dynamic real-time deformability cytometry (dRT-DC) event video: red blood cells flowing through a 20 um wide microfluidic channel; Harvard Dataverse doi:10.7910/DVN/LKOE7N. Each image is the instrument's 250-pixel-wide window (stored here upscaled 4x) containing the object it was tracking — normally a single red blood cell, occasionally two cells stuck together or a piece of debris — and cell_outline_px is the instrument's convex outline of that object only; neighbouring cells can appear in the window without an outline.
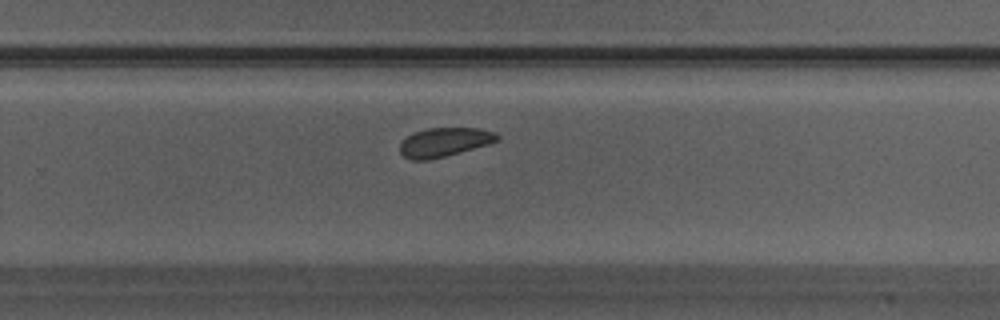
{"species": "Egyptian fruit bat (a non-hibernating species)", "species_latin": "Rousettus aegyptiacus", "temperature_condition": "warm", "stored_images_in_passage": 35, "camera_frame_rate_fps": 3000, "um_per_image_px": 0.085, "animal": {"sex": "male"}, "frame": {"image": 1, "passage_image": 24, "time_ms": 7.667, "image_size_px": [1000, 320], "cell_outline_px": [[500, 140], [488, 144], [460, 152], [428, 160], [412, 160], [404, 156], [400, 152], [400, 144], [412, 132], [428, 128], [480, 128], [496, 132], [500, 136]], "centroid_in_image_um": [37.79, 12.07], "position_along_channel_um": 292.0, "area_um2": 16.42}}